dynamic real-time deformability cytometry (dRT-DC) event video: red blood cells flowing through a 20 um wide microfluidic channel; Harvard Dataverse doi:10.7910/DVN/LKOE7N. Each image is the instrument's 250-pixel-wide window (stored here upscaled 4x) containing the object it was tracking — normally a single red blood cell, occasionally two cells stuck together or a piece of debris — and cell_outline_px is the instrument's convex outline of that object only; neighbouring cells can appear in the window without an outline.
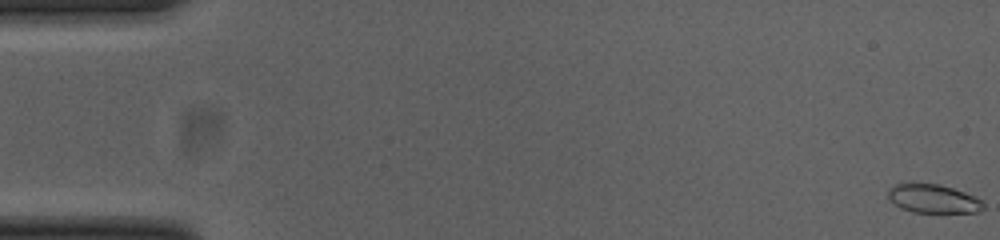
{"species": "common noctule bat (a hibernating species)", "species_latin": "Nyctalus noctula", "temperature_condition": "cold", "stored_images_in_passage": 51, "camera_frame_rate_fps": 3000, "um_per_image_px": 0.085, "animal": {"sex": "female", "body_mass_g": 23.0, "forearm_length_mm": 53.4}, "frame": {"image": 1, "passage_image": 1, "time_ms": 0.0, "image_size_px": [1000, 240], "cell_outline_px": [[984, 208], [976, 212], [912, 212], [900, 208], [888, 200], [888, 188], [896, 184], [912, 180], [936, 184], [952, 188], [964, 192], [980, 200], [984, 204]], "centroid_in_image_um": [79.21, 16.85], "position_along_channel_um": 5.8, "area_um2": 16.24}}
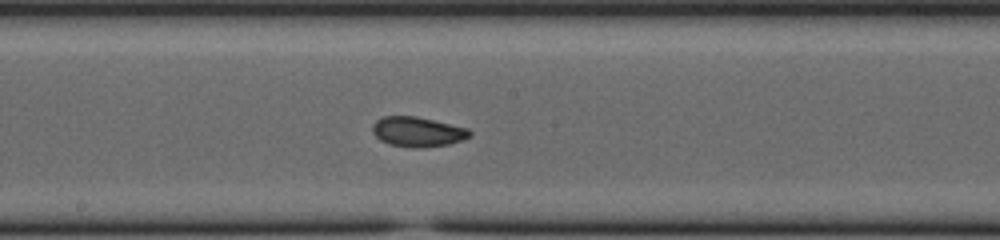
{"frame": {"image": 2, "passage_image": 29, "time_ms": 9.333, "image_size_px": [1000, 240], "cell_outline_px": [[472, 136], [464, 140], [448, 144], [416, 148], [412, 148], [392, 144], [380, 140], [372, 132], [372, 124], [376, 120], [384, 116], [416, 116], [468, 128], [472, 132]], "centroid_in_image_um": [35.52, 11.19], "position_along_channel_um": 212.7, "area_um2": 16.94}}
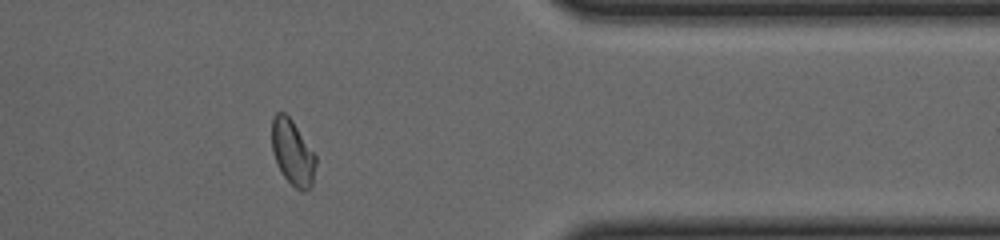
{"frame": {"image": 3, "passage_image": 44, "time_ms": 14.333, "image_size_px": [1000, 240], "cell_outline_px": [[316, 164], [312, 184], [304, 192], [300, 192], [284, 176], [272, 152], [272, 116], [276, 112], [284, 112], [292, 120], [316, 156]], "centroid_in_image_um": [24.87, 12.95], "position_along_channel_um": 386.5, "area_um2": 16.53}}